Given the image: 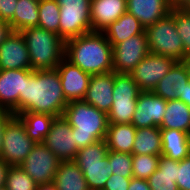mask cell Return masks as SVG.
Returning a JSON list of instances; mask_svg holds the SVG:
<instances>
[{
	"instance_id": "31",
	"label": "cell",
	"mask_w": 190,
	"mask_h": 190,
	"mask_svg": "<svg viewBox=\"0 0 190 190\" xmlns=\"http://www.w3.org/2000/svg\"><path fill=\"white\" fill-rule=\"evenodd\" d=\"M60 6L55 0H39L38 27L59 35Z\"/></svg>"
},
{
	"instance_id": "30",
	"label": "cell",
	"mask_w": 190,
	"mask_h": 190,
	"mask_svg": "<svg viewBox=\"0 0 190 190\" xmlns=\"http://www.w3.org/2000/svg\"><path fill=\"white\" fill-rule=\"evenodd\" d=\"M39 0H17L14 17L9 21L11 29L21 32L30 27H38Z\"/></svg>"
},
{
	"instance_id": "4",
	"label": "cell",
	"mask_w": 190,
	"mask_h": 190,
	"mask_svg": "<svg viewBox=\"0 0 190 190\" xmlns=\"http://www.w3.org/2000/svg\"><path fill=\"white\" fill-rule=\"evenodd\" d=\"M29 51L31 70L56 69L65 57V41L56 33L39 27L21 31Z\"/></svg>"
},
{
	"instance_id": "43",
	"label": "cell",
	"mask_w": 190,
	"mask_h": 190,
	"mask_svg": "<svg viewBox=\"0 0 190 190\" xmlns=\"http://www.w3.org/2000/svg\"><path fill=\"white\" fill-rule=\"evenodd\" d=\"M178 99L190 108V81L186 84L183 94Z\"/></svg>"
},
{
	"instance_id": "12",
	"label": "cell",
	"mask_w": 190,
	"mask_h": 190,
	"mask_svg": "<svg viewBox=\"0 0 190 190\" xmlns=\"http://www.w3.org/2000/svg\"><path fill=\"white\" fill-rule=\"evenodd\" d=\"M175 63L170 57L149 53L129 74L141 91L152 92Z\"/></svg>"
},
{
	"instance_id": "44",
	"label": "cell",
	"mask_w": 190,
	"mask_h": 190,
	"mask_svg": "<svg viewBox=\"0 0 190 190\" xmlns=\"http://www.w3.org/2000/svg\"><path fill=\"white\" fill-rule=\"evenodd\" d=\"M36 190H57L55 185L52 184H43V185H38Z\"/></svg>"
},
{
	"instance_id": "3",
	"label": "cell",
	"mask_w": 190,
	"mask_h": 190,
	"mask_svg": "<svg viewBox=\"0 0 190 190\" xmlns=\"http://www.w3.org/2000/svg\"><path fill=\"white\" fill-rule=\"evenodd\" d=\"M62 116L72 128L78 149L106 138L108 115L89 103L83 100L71 101Z\"/></svg>"
},
{
	"instance_id": "1",
	"label": "cell",
	"mask_w": 190,
	"mask_h": 190,
	"mask_svg": "<svg viewBox=\"0 0 190 190\" xmlns=\"http://www.w3.org/2000/svg\"><path fill=\"white\" fill-rule=\"evenodd\" d=\"M68 103L57 69L32 70L19 95L18 114L34 112L61 117Z\"/></svg>"
},
{
	"instance_id": "33",
	"label": "cell",
	"mask_w": 190,
	"mask_h": 190,
	"mask_svg": "<svg viewBox=\"0 0 190 190\" xmlns=\"http://www.w3.org/2000/svg\"><path fill=\"white\" fill-rule=\"evenodd\" d=\"M37 186L21 166H10L5 184L7 190H36Z\"/></svg>"
},
{
	"instance_id": "8",
	"label": "cell",
	"mask_w": 190,
	"mask_h": 190,
	"mask_svg": "<svg viewBox=\"0 0 190 190\" xmlns=\"http://www.w3.org/2000/svg\"><path fill=\"white\" fill-rule=\"evenodd\" d=\"M60 6L59 36L67 41L92 32L91 0H55Z\"/></svg>"
},
{
	"instance_id": "19",
	"label": "cell",
	"mask_w": 190,
	"mask_h": 190,
	"mask_svg": "<svg viewBox=\"0 0 190 190\" xmlns=\"http://www.w3.org/2000/svg\"><path fill=\"white\" fill-rule=\"evenodd\" d=\"M114 72L91 75L83 101L108 114L113 102Z\"/></svg>"
},
{
	"instance_id": "9",
	"label": "cell",
	"mask_w": 190,
	"mask_h": 190,
	"mask_svg": "<svg viewBox=\"0 0 190 190\" xmlns=\"http://www.w3.org/2000/svg\"><path fill=\"white\" fill-rule=\"evenodd\" d=\"M34 145L22 121L13 115L4 128L0 158L9 166H20Z\"/></svg>"
},
{
	"instance_id": "22",
	"label": "cell",
	"mask_w": 190,
	"mask_h": 190,
	"mask_svg": "<svg viewBox=\"0 0 190 190\" xmlns=\"http://www.w3.org/2000/svg\"><path fill=\"white\" fill-rule=\"evenodd\" d=\"M162 153L170 159L181 161L190 155V134L176 129H161Z\"/></svg>"
},
{
	"instance_id": "36",
	"label": "cell",
	"mask_w": 190,
	"mask_h": 190,
	"mask_svg": "<svg viewBox=\"0 0 190 190\" xmlns=\"http://www.w3.org/2000/svg\"><path fill=\"white\" fill-rule=\"evenodd\" d=\"M176 183L179 190H190V155L177 161Z\"/></svg>"
},
{
	"instance_id": "29",
	"label": "cell",
	"mask_w": 190,
	"mask_h": 190,
	"mask_svg": "<svg viewBox=\"0 0 190 190\" xmlns=\"http://www.w3.org/2000/svg\"><path fill=\"white\" fill-rule=\"evenodd\" d=\"M16 116L22 121L27 135L35 144L43 143L50 131L52 122L56 118L53 115L34 112H24Z\"/></svg>"
},
{
	"instance_id": "5",
	"label": "cell",
	"mask_w": 190,
	"mask_h": 190,
	"mask_svg": "<svg viewBox=\"0 0 190 190\" xmlns=\"http://www.w3.org/2000/svg\"><path fill=\"white\" fill-rule=\"evenodd\" d=\"M108 151L104 139L89 144L77 152L74 161L83 172L89 190H102L108 178L113 174L112 169L109 168Z\"/></svg>"
},
{
	"instance_id": "25",
	"label": "cell",
	"mask_w": 190,
	"mask_h": 190,
	"mask_svg": "<svg viewBox=\"0 0 190 190\" xmlns=\"http://www.w3.org/2000/svg\"><path fill=\"white\" fill-rule=\"evenodd\" d=\"M176 180L177 161L161 155L157 170L147 179L150 189L179 190Z\"/></svg>"
},
{
	"instance_id": "26",
	"label": "cell",
	"mask_w": 190,
	"mask_h": 190,
	"mask_svg": "<svg viewBox=\"0 0 190 190\" xmlns=\"http://www.w3.org/2000/svg\"><path fill=\"white\" fill-rule=\"evenodd\" d=\"M137 128L132 124H108L107 148L114 152L131 153Z\"/></svg>"
},
{
	"instance_id": "24",
	"label": "cell",
	"mask_w": 190,
	"mask_h": 190,
	"mask_svg": "<svg viewBox=\"0 0 190 190\" xmlns=\"http://www.w3.org/2000/svg\"><path fill=\"white\" fill-rule=\"evenodd\" d=\"M53 184L57 190H89L83 172L75 161L59 163Z\"/></svg>"
},
{
	"instance_id": "14",
	"label": "cell",
	"mask_w": 190,
	"mask_h": 190,
	"mask_svg": "<svg viewBox=\"0 0 190 190\" xmlns=\"http://www.w3.org/2000/svg\"><path fill=\"white\" fill-rule=\"evenodd\" d=\"M167 101L153 92L142 91L136 104L131 124L138 128L160 126L166 112Z\"/></svg>"
},
{
	"instance_id": "39",
	"label": "cell",
	"mask_w": 190,
	"mask_h": 190,
	"mask_svg": "<svg viewBox=\"0 0 190 190\" xmlns=\"http://www.w3.org/2000/svg\"><path fill=\"white\" fill-rule=\"evenodd\" d=\"M14 114L10 111L0 109V152L2 149L3 144V135H4V128L6 126L7 121L13 116Z\"/></svg>"
},
{
	"instance_id": "47",
	"label": "cell",
	"mask_w": 190,
	"mask_h": 190,
	"mask_svg": "<svg viewBox=\"0 0 190 190\" xmlns=\"http://www.w3.org/2000/svg\"><path fill=\"white\" fill-rule=\"evenodd\" d=\"M0 190H7V189H6V187L4 186V187H1Z\"/></svg>"
},
{
	"instance_id": "17",
	"label": "cell",
	"mask_w": 190,
	"mask_h": 190,
	"mask_svg": "<svg viewBox=\"0 0 190 190\" xmlns=\"http://www.w3.org/2000/svg\"><path fill=\"white\" fill-rule=\"evenodd\" d=\"M31 69L29 51L21 32L12 31L0 45V70Z\"/></svg>"
},
{
	"instance_id": "35",
	"label": "cell",
	"mask_w": 190,
	"mask_h": 190,
	"mask_svg": "<svg viewBox=\"0 0 190 190\" xmlns=\"http://www.w3.org/2000/svg\"><path fill=\"white\" fill-rule=\"evenodd\" d=\"M132 157L133 155L131 153L114 152L109 150L107 158L112 173L123 177H133Z\"/></svg>"
},
{
	"instance_id": "6",
	"label": "cell",
	"mask_w": 190,
	"mask_h": 190,
	"mask_svg": "<svg viewBox=\"0 0 190 190\" xmlns=\"http://www.w3.org/2000/svg\"><path fill=\"white\" fill-rule=\"evenodd\" d=\"M149 52L184 62L189 59L184 55L182 39L178 35L174 17L169 13L145 29Z\"/></svg>"
},
{
	"instance_id": "13",
	"label": "cell",
	"mask_w": 190,
	"mask_h": 190,
	"mask_svg": "<svg viewBox=\"0 0 190 190\" xmlns=\"http://www.w3.org/2000/svg\"><path fill=\"white\" fill-rule=\"evenodd\" d=\"M43 144L61 162L74 161L79 150L75 144L74 135H72V128L63 116L54 119Z\"/></svg>"
},
{
	"instance_id": "42",
	"label": "cell",
	"mask_w": 190,
	"mask_h": 190,
	"mask_svg": "<svg viewBox=\"0 0 190 190\" xmlns=\"http://www.w3.org/2000/svg\"><path fill=\"white\" fill-rule=\"evenodd\" d=\"M10 166L0 158V188L6 184L7 174Z\"/></svg>"
},
{
	"instance_id": "37",
	"label": "cell",
	"mask_w": 190,
	"mask_h": 190,
	"mask_svg": "<svg viewBox=\"0 0 190 190\" xmlns=\"http://www.w3.org/2000/svg\"><path fill=\"white\" fill-rule=\"evenodd\" d=\"M131 178L133 177H123L121 175L112 174L102 190H128Z\"/></svg>"
},
{
	"instance_id": "27",
	"label": "cell",
	"mask_w": 190,
	"mask_h": 190,
	"mask_svg": "<svg viewBox=\"0 0 190 190\" xmlns=\"http://www.w3.org/2000/svg\"><path fill=\"white\" fill-rule=\"evenodd\" d=\"M162 140L159 126L138 128L133 144L132 155L161 156Z\"/></svg>"
},
{
	"instance_id": "15",
	"label": "cell",
	"mask_w": 190,
	"mask_h": 190,
	"mask_svg": "<svg viewBox=\"0 0 190 190\" xmlns=\"http://www.w3.org/2000/svg\"><path fill=\"white\" fill-rule=\"evenodd\" d=\"M31 69L0 70V109L18 115L19 95Z\"/></svg>"
},
{
	"instance_id": "11",
	"label": "cell",
	"mask_w": 190,
	"mask_h": 190,
	"mask_svg": "<svg viewBox=\"0 0 190 190\" xmlns=\"http://www.w3.org/2000/svg\"><path fill=\"white\" fill-rule=\"evenodd\" d=\"M149 53L145 31L129 37L112 47L113 72L129 74Z\"/></svg>"
},
{
	"instance_id": "41",
	"label": "cell",
	"mask_w": 190,
	"mask_h": 190,
	"mask_svg": "<svg viewBox=\"0 0 190 190\" xmlns=\"http://www.w3.org/2000/svg\"><path fill=\"white\" fill-rule=\"evenodd\" d=\"M12 31L9 22L0 20V45L6 40Z\"/></svg>"
},
{
	"instance_id": "34",
	"label": "cell",
	"mask_w": 190,
	"mask_h": 190,
	"mask_svg": "<svg viewBox=\"0 0 190 190\" xmlns=\"http://www.w3.org/2000/svg\"><path fill=\"white\" fill-rule=\"evenodd\" d=\"M160 156L133 155L132 172L133 178L147 180L155 172L159 165Z\"/></svg>"
},
{
	"instance_id": "10",
	"label": "cell",
	"mask_w": 190,
	"mask_h": 190,
	"mask_svg": "<svg viewBox=\"0 0 190 190\" xmlns=\"http://www.w3.org/2000/svg\"><path fill=\"white\" fill-rule=\"evenodd\" d=\"M60 162L43 143H37L20 166L38 185H43L54 182Z\"/></svg>"
},
{
	"instance_id": "45",
	"label": "cell",
	"mask_w": 190,
	"mask_h": 190,
	"mask_svg": "<svg viewBox=\"0 0 190 190\" xmlns=\"http://www.w3.org/2000/svg\"><path fill=\"white\" fill-rule=\"evenodd\" d=\"M180 6L190 14V0H185Z\"/></svg>"
},
{
	"instance_id": "7",
	"label": "cell",
	"mask_w": 190,
	"mask_h": 190,
	"mask_svg": "<svg viewBox=\"0 0 190 190\" xmlns=\"http://www.w3.org/2000/svg\"><path fill=\"white\" fill-rule=\"evenodd\" d=\"M141 92L130 74L114 72L113 102L107 114L109 124H131Z\"/></svg>"
},
{
	"instance_id": "18",
	"label": "cell",
	"mask_w": 190,
	"mask_h": 190,
	"mask_svg": "<svg viewBox=\"0 0 190 190\" xmlns=\"http://www.w3.org/2000/svg\"><path fill=\"white\" fill-rule=\"evenodd\" d=\"M190 81V60L176 62L153 89V93L168 100L178 99Z\"/></svg>"
},
{
	"instance_id": "23",
	"label": "cell",
	"mask_w": 190,
	"mask_h": 190,
	"mask_svg": "<svg viewBox=\"0 0 190 190\" xmlns=\"http://www.w3.org/2000/svg\"><path fill=\"white\" fill-rule=\"evenodd\" d=\"M144 31L145 28L140 21L134 15L126 12L109 25L103 33L113 47L129 37L141 34Z\"/></svg>"
},
{
	"instance_id": "38",
	"label": "cell",
	"mask_w": 190,
	"mask_h": 190,
	"mask_svg": "<svg viewBox=\"0 0 190 190\" xmlns=\"http://www.w3.org/2000/svg\"><path fill=\"white\" fill-rule=\"evenodd\" d=\"M17 0H0V20L9 22L15 13Z\"/></svg>"
},
{
	"instance_id": "32",
	"label": "cell",
	"mask_w": 190,
	"mask_h": 190,
	"mask_svg": "<svg viewBox=\"0 0 190 190\" xmlns=\"http://www.w3.org/2000/svg\"><path fill=\"white\" fill-rule=\"evenodd\" d=\"M170 14L174 17L178 35L182 39L184 55L190 60V14L181 6H173Z\"/></svg>"
},
{
	"instance_id": "20",
	"label": "cell",
	"mask_w": 190,
	"mask_h": 190,
	"mask_svg": "<svg viewBox=\"0 0 190 190\" xmlns=\"http://www.w3.org/2000/svg\"><path fill=\"white\" fill-rule=\"evenodd\" d=\"M174 5L169 0H126L127 12L146 29L167 16Z\"/></svg>"
},
{
	"instance_id": "46",
	"label": "cell",
	"mask_w": 190,
	"mask_h": 190,
	"mask_svg": "<svg viewBox=\"0 0 190 190\" xmlns=\"http://www.w3.org/2000/svg\"><path fill=\"white\" fill-rule=\"evenodd\" d=\"M174 6H180L185 0H169Z\"/></svg>"
},
{
	"instance_id": "40",
	"label": "cell",
	"mask_w": 190,
	"mask_h": 190,
	"mask_svg": "<svg viewBox=\"0 0 190 190\" xmlns=\"http://www.w3.org/2000/svg\"><path fill=\"white\" fill-rule=\"evenodd\" d=\"M128 190H151L147 180L131 178Z\"/></svg>"
},
{
	"instance_id": "16",
	"label": "cell",
	"mask_w": 190,
	"mask_h": 190,
	"mask_svg": "<svg viewBox=\"0 0 190 190\" xmlns=\"http://www.w3.org/2000/svg\"><path fill=\"white\" fill-rule=\"evenodd\" d=\"M60 76L63 93L68 102L83 100L91 75L73 65L65 57L56 67Z\"/></svg>"
},
{
	"instance_id": "2",
	"label": "cell",
	"mask_w": 190,
	"mask_h": 190,
	"mask_svg": "<svg viewBox=\"0 0 190 190\" xmlns=\"http://www.w3.org/2000/svg\"><path fill=\"white\" fill-rule=\"evenodd\" d=\"M65 58L90 75L113 71L112 45L103 32H90L65 41Z\"/></svg>"
},
{
	"instance_id": "28",
	"label": "cell",
	"mask_w": 190,
	"mask_h": 190,
	"mask_svg": "<svg viewBox=\"0 0 190 190\" xmlns=\"http://www.w3.org/2000/svg\"><path fill=\"white\" fill-rule=\"evenodd\" d=\"M160 129H176L190 134V108L181 100H168Z\"/></svg>"
},
{
	"instance_id": "21",
	"label": "cell",
	"mask_w": 190,
	"mask_h": 190,
	"mask_svg": "<svg viewBox=\"0 0 190 190\" xmlns=\"http://www.w3.org/2000/svg\"><path fill=\"white\" fill-rule=\"evenodd\" d=\"M126 12V0H91L92 32H103Z\"/></svg>"
}]
</instances>
